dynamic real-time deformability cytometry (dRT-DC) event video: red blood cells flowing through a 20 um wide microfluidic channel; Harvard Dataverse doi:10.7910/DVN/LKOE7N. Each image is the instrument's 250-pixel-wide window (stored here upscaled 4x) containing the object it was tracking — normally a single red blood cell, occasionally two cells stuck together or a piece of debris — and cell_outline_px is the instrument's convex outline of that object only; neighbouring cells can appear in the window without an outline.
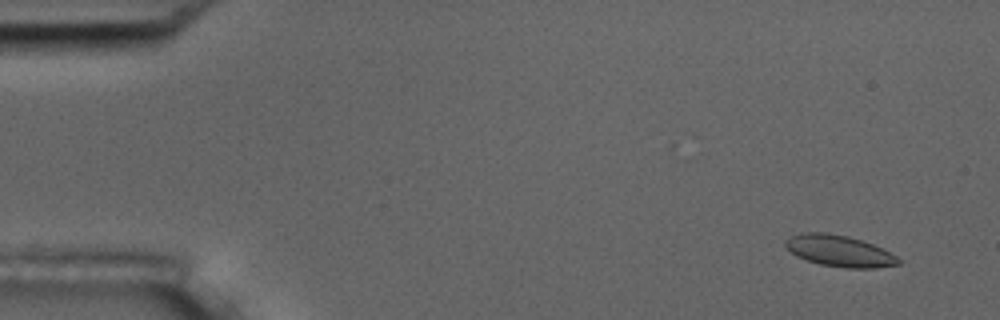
{"species": "common noctule bat (a hibernating species)", "species_latin": "Nyctalus noctula", "temperature_condition": "room temperature", "stored_images_in_passage": 9, "camera_frame_rate_fps": 3000, "um_per_image_px": 0.085, "animal": {"sex": "male", "body_mass_g": 17.5, "forearm_length_mm": 52.3}, "frame": {"image": 1, "passage_image": 2, "time_ms": 1.0, "image_size_px": [1000, 320], "cell_outline_px": [[900, 264], [876, 268], [848, 268], [820, 264], [796, 256], [784, 244], [784, 240], [800, 232], [824, 232], [848, 236], [872, 244], [896, 256], [900, 260]], "centroid_in_image_um": [71.32, 21.32], "position_along_channel_um": 13.7, "area_um2": 20.4}}
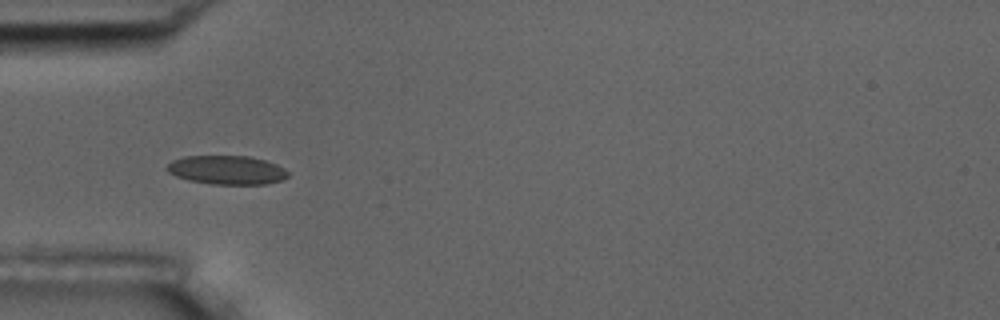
{"frame": {"image": 2, "passage_image": 6, "time_ms": 5.667, "image_size_px": [1000, 320], "cell_outline_px": [[288, 176], [284, 180], [264, 184], [212, 184], [188, 180], [176, 176], [168, 172], [164, 168], [172, 160], [184, 156], [248, 156], [264, 160], [276, 164], [284, 168], [288, 172]], "centroid_in_image_um": [19.27, 14.45], "position_along_channel_um": 65.7, "area_um2": 20.4}}
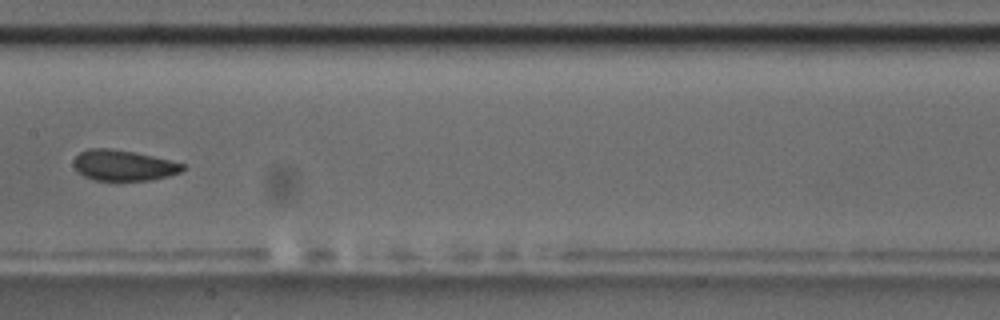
{"frame": {"image": 3, "passage_image": 9, "time_ms": 9.333, "image_size_px": [1000, 320], "cell_outline_px": [[184, 168], [180, 172], [168, 176], [152, 180], [96, 180], [84, 176], [76, 172], [72, 164], [72, 160], [80, 152], [88, 148], [108, 148], [136, 152], [184, 164]], "centroid_in_image_um": [10.43, 14.05], "position_along_channel_um": 197.0, "area_um2": 19.54}}